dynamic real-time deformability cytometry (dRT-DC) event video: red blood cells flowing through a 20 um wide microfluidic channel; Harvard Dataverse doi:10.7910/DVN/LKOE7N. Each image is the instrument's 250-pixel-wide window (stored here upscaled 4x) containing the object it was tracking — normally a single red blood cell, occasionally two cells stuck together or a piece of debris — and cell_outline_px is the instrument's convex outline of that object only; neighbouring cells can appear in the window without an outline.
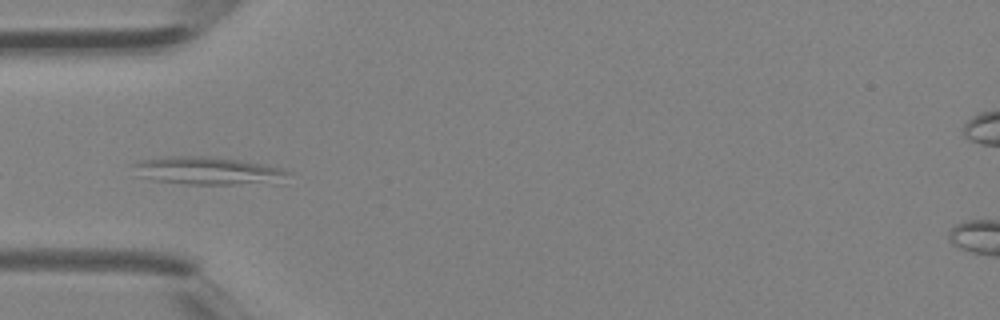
{"species": "Egyptian fruit bat (a non-hibernating species)", "species_latin": "Rousettus aegyptiacus", "temperature_condition": "room temperature", "stored_images_in_passage": 12, "camera_frame_rate_fps": 3000, "um_per_image_px": 0.085, "animal": {"sex": "female"}, "frame": {"image": 1, "passage_image": 3, "time_ms": 0.667, "image_size_px": [1000, 320], "cell_outline_px": [[292, 172], [280, 184], [184, 184], [156, 180], [136, 176], [128, 164], [136, 160], [164, 156], [208, 156], [240, 160], [284, 168]], "centroid_in_image_um": [17.64, 14.51], "position_along_channel_um": 67.4, "area_um2": 26.01}}